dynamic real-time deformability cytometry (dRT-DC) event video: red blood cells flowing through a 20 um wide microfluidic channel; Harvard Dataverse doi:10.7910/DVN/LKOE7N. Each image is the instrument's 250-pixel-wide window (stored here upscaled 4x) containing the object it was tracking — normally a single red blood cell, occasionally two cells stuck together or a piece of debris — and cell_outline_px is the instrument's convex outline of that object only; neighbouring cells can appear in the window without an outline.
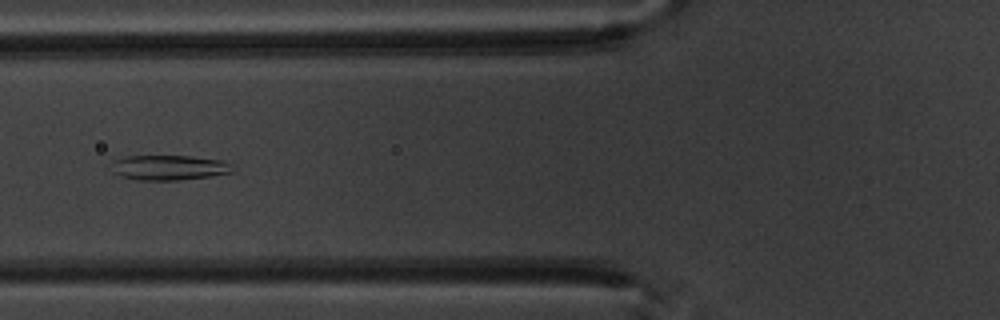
{"species": "common noctule bat (a hibernating species)", "species_latin": "Nyctalus noctula", "temperature_condition": "warm", "stored_images_in_passage": 5, "camera_frame_rate_fps": 3000, "um_per_image_px": 0.085, "animal": {"sex": "male", "body_mass_g": 20.1, "forearm_length_mm": 53.5}, "frame": {"image": 1, "passage_image": 5, "time_ms": 4.667, "image_size_px": [1000, 320], "cell_outline_px": [[236, 172], [180, 180], [136, 180], [120, 176], [112, 172], [112, 160], [124, 156], [192, 156], [224, 160], [232, 164]], "centroid_in_image_um": [14.38, 14.24], "position_along_channel_um": 111.4, "area_um2": 17.98}}